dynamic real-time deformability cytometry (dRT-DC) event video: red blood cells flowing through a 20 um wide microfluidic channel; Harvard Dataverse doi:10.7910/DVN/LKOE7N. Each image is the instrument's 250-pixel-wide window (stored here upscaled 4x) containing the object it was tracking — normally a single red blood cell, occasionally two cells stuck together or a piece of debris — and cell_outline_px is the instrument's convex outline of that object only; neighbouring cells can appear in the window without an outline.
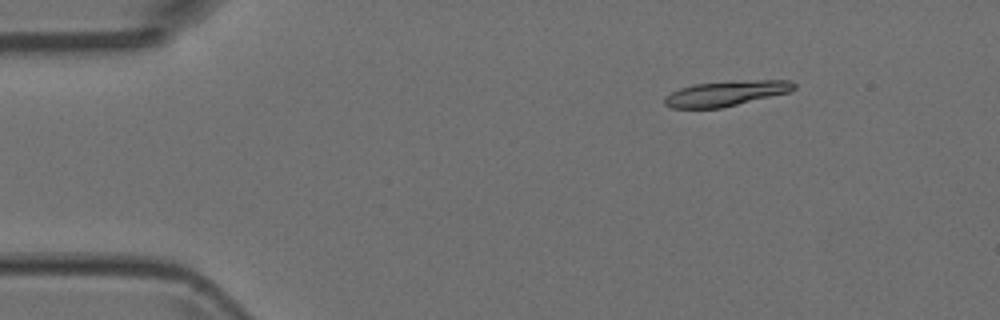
{"species": "Egyptian fruit bat (a non-hibernating species)", "species_latin": "Rousettus aegyptiacus", "temperature_condition": "room temperature", "stored_images_in_passage": 4, "camera_frame_rate_fps": 3000, "um_per_image_px": 0.085, "animal": {"sex": "female"}, "frame": {"image": 1, "passage_image": 2, "time_ms": 0.333, "image_size_px": [1000, 320], "cell_outline_px": [[796, 88], [788, 92], [720, 108], [672, 108], [664, 104], [664, 96], [680, 88], [696, 84], [756, 80], [788, 80], [796, 84]], "centroid_in_image_um": [61.68, 7.94], "position_along_channel_um": 23.3, "area_um2": 18.55}}